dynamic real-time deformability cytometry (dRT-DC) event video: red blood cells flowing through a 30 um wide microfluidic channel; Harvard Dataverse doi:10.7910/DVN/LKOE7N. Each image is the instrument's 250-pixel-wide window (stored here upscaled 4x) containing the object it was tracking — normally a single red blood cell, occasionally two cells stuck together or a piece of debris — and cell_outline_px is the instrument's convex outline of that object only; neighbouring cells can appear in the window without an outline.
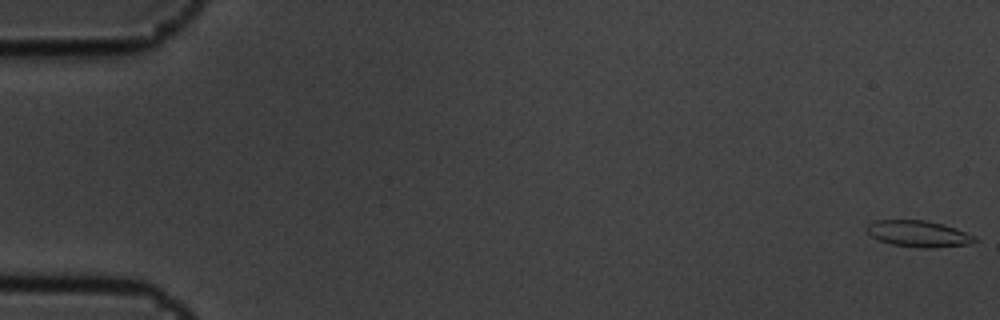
{"species": "common noctule bat (a hibernating species)", "species_latin": "Nyctalus noctula", "temperature_condition": "cold", "stored_images_in_passage": 3, "camera_frame_rate_fps": 3000, "um_per_image_px": 0.085, "animal": {"sex": "male", "body_mass_g": 19.5, "forearm_length_mm": 54.6}, "frame": {"image": 1, "passage_image": 1, "time_ms": 0.0, "image_size_px": [1000, 320], "cell_outline_px": [[976, 240], [968, 244], [928, 248], [920, 248], [892, 244], [880, 240], [872, 236], [868, 232], [868, 224], [876, 220], [924, 220], [944, 224], [956, 228], [976, 236]], "centroid_in_image_um": [78.1, 19.86], "position_along_channel_um": 6.9, "area_um2": 16.36}}